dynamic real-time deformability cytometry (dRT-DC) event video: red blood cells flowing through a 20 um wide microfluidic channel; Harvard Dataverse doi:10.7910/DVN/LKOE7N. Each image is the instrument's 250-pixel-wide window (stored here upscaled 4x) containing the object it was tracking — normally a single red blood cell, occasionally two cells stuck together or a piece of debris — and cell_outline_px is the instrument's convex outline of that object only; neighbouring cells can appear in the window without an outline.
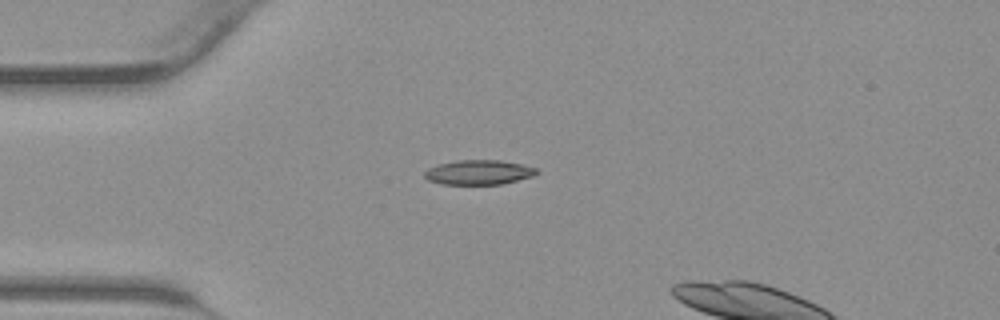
{"species": "common noctule bat (a hibernating species)", "species_latin": "Nyctalus noctula", "temperature_condition": "warm", "stored_images_in_passage": 38, "camera_frame_rate_fps": 3000, "um_per_image_px": 0.085, "animal": {"sex": "male", "body_mass_g": 23.1, "forearm_length_mm": 52.7}, "frame": {"image": 1, "passage_image": 10, "time_ms": 3.0, "image_size_px": [1000, 320], "cell_outline_px": [[540, 172], [532, 176], [500, 184], [440, 184], [428, 180], [424, 176], [424, 172], [428, 168], [440, 164], [456, 160], [500, 160], [520, 164], [536, 168]], "centroid_in_image_um": [40.67, 14.64], "position_along_channel_um": 44.3, "area_um2": 15.95}}
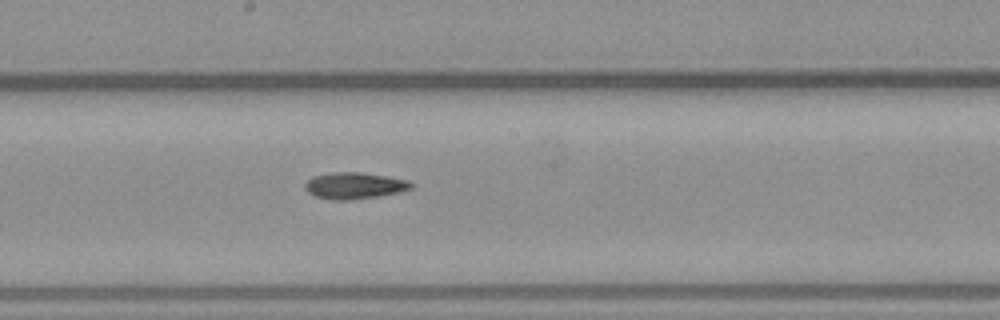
{"frame": {"image": 2, "passage_image": 22, "time_ms": 7.0, "image_size_px": [1000, 320], "cell_outline_px": [[416, 184], [412, 188], [400, 192], [376, 196], [348, 200], [332, 200], [316, 196], [308, 192], [304, 188], [304, 184], [308, 180], [316, 176], [332, 172], [360, 172], [408, 180]], "centroid_in_image_um": [30.14, 15.78], "position_along_channel_um": 218.1, "area_um2": 16.24}}
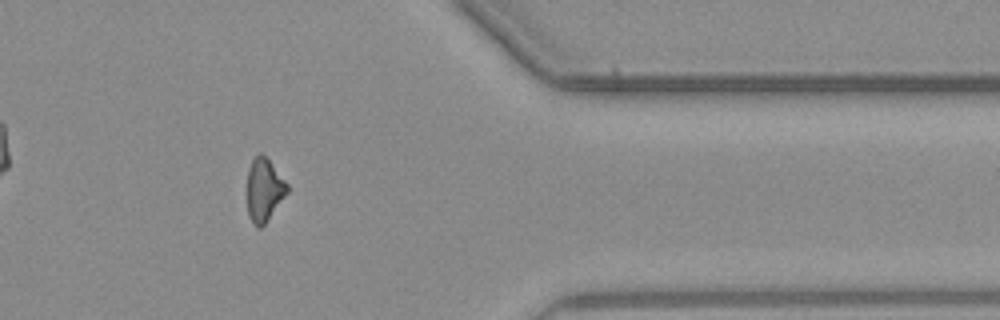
{"frame": {"image": 3, "passage_image": 34, "time_ms": 11.0, "image_size_px": [1000, 320], "cell_outline_px": [[288, 192], [264, 224], [260, 228], [256, 228], [252, 224], [248, 216], [248, 168], [252, 160], [260, 152], [268, 160], [288, 184]], "centroid_in_image_um": [22.44, 16.17], "position_along_channel_um": 389.0, "area_um2": 14.45}}